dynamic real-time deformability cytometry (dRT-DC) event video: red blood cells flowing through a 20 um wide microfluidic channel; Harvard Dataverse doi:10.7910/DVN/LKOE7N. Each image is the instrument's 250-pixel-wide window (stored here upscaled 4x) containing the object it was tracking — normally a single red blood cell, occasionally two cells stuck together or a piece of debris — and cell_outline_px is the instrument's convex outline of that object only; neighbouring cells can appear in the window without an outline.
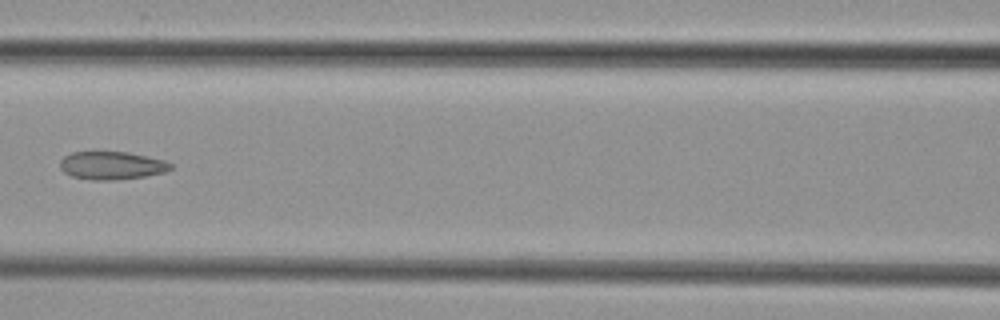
{"species": "common noctule bat (a hibernating species)", "species_latin": "Nyctalus noctula", "temperature_condition": "cold", "stored_images_in_passage": 8, "camera_frame_rate_fps": 3000, "um_per_image_px": 0.085, "animal": {"sex": "female", "body_mass_g": 29.2, "forearm_length_mm": 56.3}, "frame": {"image": 1, "passage_image": 7, "time_ms": 7.333, "image_size_px": [1000, 320], "cell_outline_px": [[172, 168], [164, 172], [144, 176], [116, 180], [92, 180], [72, 176], [64, 172], [60, 168], [60, 160], [64, 156], [72, 152], [128, 152], [164, 160], [172, 164]], "centroid_in_image_um": [9.48, 14.07], "position_along_channel_um": 157.1, "area_um2": 17.98}}
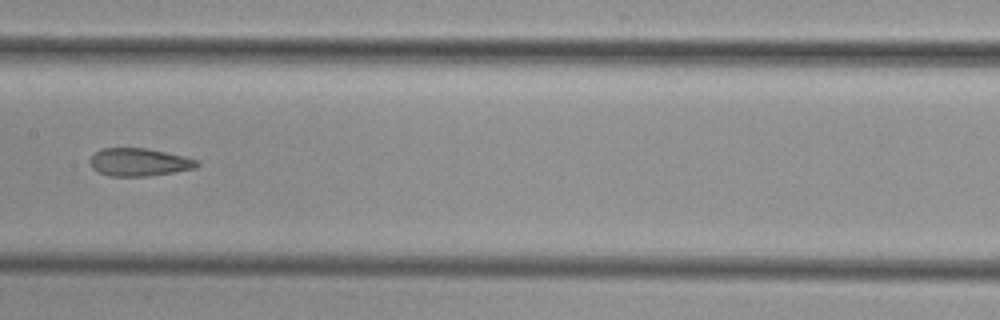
{"frame": {"image": 2, "passage_image": 8, "time_ms": 8.333, "image_size_px": [1000, 320], "cell_outline_px": [[200, 164], [196, 168], [148, 176], [108, 176], [92, 168], [88, 160], [96, 152], [104, 148], [148, 148], [184, 156], [196, 160]], "centroid_in_image_um": [11.81, 13.78], "position_along_channel_um": 195.6, "area_um2": 17.28}}